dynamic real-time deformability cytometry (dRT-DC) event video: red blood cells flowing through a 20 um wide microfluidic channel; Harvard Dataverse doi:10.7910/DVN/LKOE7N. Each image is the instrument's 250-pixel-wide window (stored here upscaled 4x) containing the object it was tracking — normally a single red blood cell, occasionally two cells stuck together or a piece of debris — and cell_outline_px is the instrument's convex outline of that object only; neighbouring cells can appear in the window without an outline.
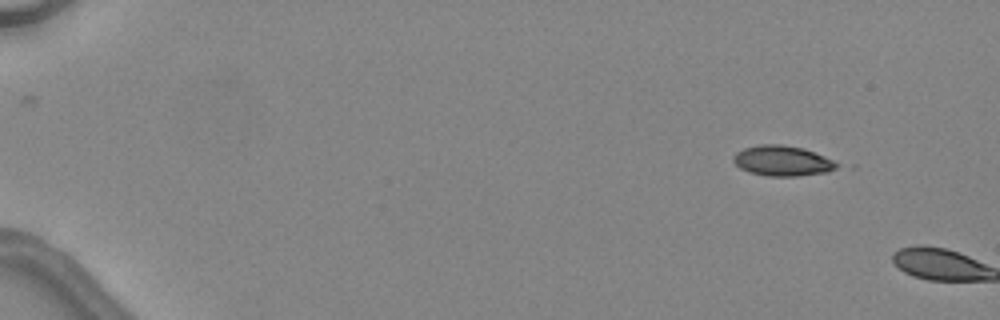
{"species": "common noctule bat (a hibernating species)", "species_latin": "Nyctalus noctula", "temperature_condition": "warm", "stored_images_in_passage": 2, "camera_frame_rate_fps": 3000, "um_per_image_px": 0.085, "animal": {"sex": "female", "body_mass_g": 24.6, "forearm_length_mm": 56.2}, "frame": {"image": 1, "passage_image": 1, "time_ms": 0.0, "image_size_px": [1000, 320], "cell_outline_px": [[840, 164], [836, 168], [828, 172], [796, 176], [768, 176], [748, 172], [740, 168], [732, 160], [732, 156], [736, 152], [744, 148], [760, 144], [780, 144], [804, 148], [832, 160]], "centroid_in_image_um": [66.47, 13.67], "position_along_channel_um": 18.5, "area_um2": 18.26}}